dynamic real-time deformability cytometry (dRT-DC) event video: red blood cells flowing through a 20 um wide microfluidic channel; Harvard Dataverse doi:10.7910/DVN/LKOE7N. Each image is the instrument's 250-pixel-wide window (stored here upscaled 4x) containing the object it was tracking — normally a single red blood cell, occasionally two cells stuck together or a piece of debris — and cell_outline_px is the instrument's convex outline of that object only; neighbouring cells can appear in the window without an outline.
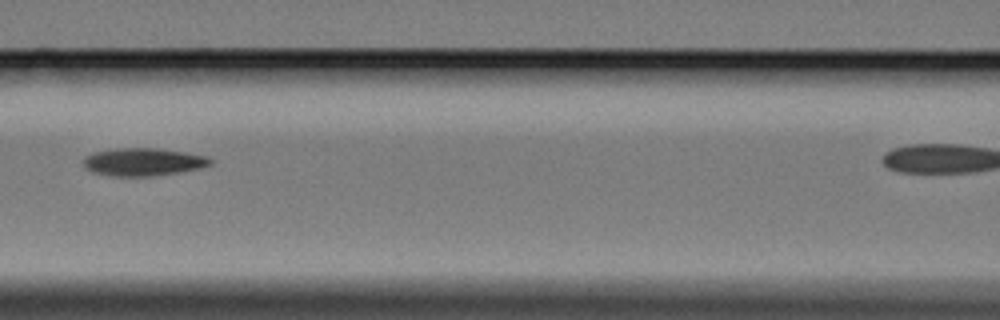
{"species": "Egyptian fruit bat (a non-hibernating species)", "species_latin": "Rousettus aegyptiacus", "temperature_condition": "cold", "stored_images_in_passage": 8, "camera_frame_rate_fps": 3000, "um_per_image_px": 0.085, "animal": {"sex": "female"}, "frame": {"image": 1, "passage_image": 6, "time_ms": 6.0, "image_size_px": [1000, 320], "cell_outline_px": [[212, 164], [200, 168], [180, 172], [152, 176], [108, 176], [92, 172], [84, 168], [84, 156], [92, 152], [116, 148], [160, 148], [208, 156], [212, 160]], "centroid_in_image_um": [12.15, 13.76], "position_along_channel_um": 154.5, "area_um2": 20.81}}
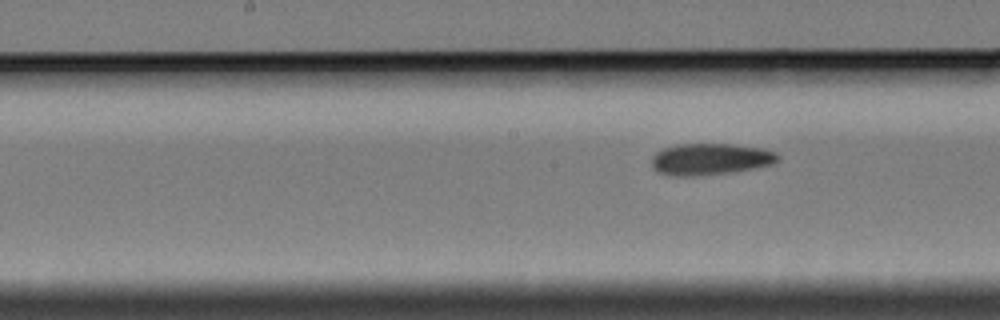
{"frame": {"image": 2, "passage_image": 8, "time_ms": 9.0, "image_size_px": [1000, 320], "cell_outline_px": [[780, 160], [776, 164], [756, 168], [728, 172], [692, 176], [676, 176], [656, 172], [652, 168], [652, 156], [656, 152], [664, 148], [676, 144], [732, 144], [764, 148], [776, 152], [780, 156]], "centroid_in_image_um": [60.41, 13.52], "position_along_channel_um": 187.8, "area_um2": 23.47}}